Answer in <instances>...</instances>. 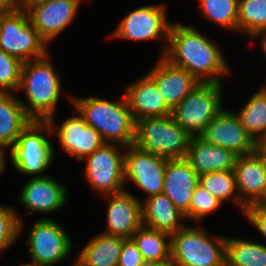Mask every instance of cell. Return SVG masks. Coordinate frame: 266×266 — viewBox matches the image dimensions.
<instances>
[{
	"instance_id": "cell-1",
	"label": "cell",
	"mask_w": 266,
	"mask_h": 266,
	"mask_svg": "<svg viewBox=\"0 0 266 266\" xmlns=\"http://www.w3.org/2000/svg\"><path fill=\"white\" fill-rule=\"evenodd\" d=\"M164 57L200 82L222 84L220 77L231 72L215 41L191 25L171 24Z\"/></svg>"
},
{
	"instance_id": "cell-2",
	"label": "cell",
	"mask_w": 266,
	"mask_h": 266,
	"mask_svg": "<svg viewBox=\"0 0 266 266\" xmlns=\"http://www.w3.org/2000/svg\"><path fill=\"white\" fill-rule=\"evenodd\" d=\"M68 98L86 123L101 134L105 143L124 147L134 144L136 121L125 95L118 101L74 95Z\"/></svg>"
},
{
	"instance_id": "cell-3",
	"label": "cell",
	"mask_w": 266,
	"mask_h": 266,
	"mask_svg": "<svg viewBox=\"0 0 266 266\" xmlns=\"http://www.w3.org/2000/svg\"><path fill=\"white\" fill-rule=\"evenodd\" d=\"M50 56L48 53L45 57L22 64L18 90L23 89L27 103L20 102L32 120H48L54 116L62 93V80Z\"/></svg>"
},
{
	"instance_id": "cell-4",
	"label": "cell",
	"mask_w": 266,
	"mask_h": 266,
	"mask_svg": "<svg viewBox=\"0 0 266 266\" xmlns=\"http://www.w3.org/2000/svg\"><path fill=\"white\" fill-rule=\"evenodd\" d=\"M191 136L171 115L136 121L134 145L167 159L185 158Z\"/></svg>"
},
{
	"instance_id": "cell-5",
	"label": "cell",
	"mask_w": 266,
	"mask_h": 266,
	"mask_svg": "<svg viewBox=\"0 0 266 266\" xmlns=\"http://www.w3.org/2000/svg\"><path fill=\"white\" fill-rule=\"evenodd\" d=\"M226 240L185 225L171 235V258L178 266H226Z\"/></svg>"
},
{
	"instance_id": "cell-6",
	"label": "cell",
	"mask_w": 266,
	"mask_h": 266,
	"mask_svg": "<svg viewBox=\"0 0 266 266\" xmlns=\"http://www.w3.org/2000/svg\"><path fill=\"white\" fill-rule=\"evenodd\" d=\"M43 131L53 134L48 120H32L9 150L11 162L20 174L45 176L44 171L52 165L54 148Z\"/></svg>"
},
{
	"instance_id": "cell-7",
	"label": "cell",
	"mask_w": 266,
	"mask_h": 266,
	"mask_svg": "<svg viewBox=\"0 0 266 266\" xmlns=\"http://www.w3.org/2000/svg\"><path fill=\"white\" fill-rule=\"evenodd\" d=\"M0 49L22 63L45 57L47 43L25 10L0 11Z\"/></svg>"
},
{
	"instance_id": "cell-8",
	"label": "cell",
	"mask_w": 266,
	"mask_h": 266,
	"mask_svg": "<svg viewBox=\"0 0 266 266\" xmlns=\"http://www.w3.org/2000/svg\"><path fill=\"white\" fill-rule=\"evenodd\" d=\"M222 84L198 83L172 110L171 116L191 137L200 136L223 109Z\"/></svg>"
},
{
	"instance_id": "cell-9",
	"label": "cell",
	"mask_w": 266,
	"mask_h": 266,
	"mask_svg": "<svg viewBox=\"0 0 266 266\" xmlns=\"http://www.w3.org/2000/svg\"><path fill=\"white\" fill-rule=\"evenodd\" d=\"M117 146L124 150L126 148L105 143L86 157L85 177L92 189L102 196L118 194L125 190L124 152Z\"/></svg>"
},
{
	"instance_id": "cell-10",
	"label": "cell",
	"mask_w": 266,
	"mask_h": 266,
	"mask_svg": "<svg viewBox=\"0 0 266 266\" xmlns=\"http://www.w3.org/2000/svg\"><path fill=\"white\" fill-rule=\"evenodd\" d=\"M65 229L54 220L42 217L29 229L27 247L31 263L53 266L71 254L72 241Z\"/></svg>"
},
{
	"instance_id": "cell-11",
	"label": "cell",
	"mask_w": 266,
	"mask_h": 266,
	"mask_svg": "<svg viewBox=\"0 0 266 266\" xmlns=\"http://www.w3.org/2000/svg\"><path fill=\"white\" fill-rule=\"evenodd\" d=\"M165 4L145 5L130 11L117 25L109 38H120L132 41L161 39L165 47L161 53L164 56L169 38L171 22L167 21Z\"/></svg>"
},
{
	"instance_id": "cell-12",
	"label": "cell",
	"mask_w": 266,
	"mask_h": 266,
	"mask_svg": "<svg viewBox=\"0 0 266 266\" xmlns=\"http://www.w3.org/2000/svg\"><path fill=\"white\" fill-rule=\"evenodd\" d=\"M124 151V181L138 186L148 197L163 192V180L167 158L129 145Z\"/></svg>"
},
{
	"instance_id": "cell-13",
	"label": "cell",
	"mask_w": 266,
	"mask_h": 266,
	"mask_svg": "<svg viewBox=\"0 0 266 266\" xmlns=\"http://www.w3.org/2000/svg\"><path fill=\"white\" fill-rule=\"evenodd\" d=\"M200 137L232 151L238 157L257 151V142L243 127L238 115L224 108L207 125Z\"/></svg>"
},
{
	"instance_id": "cell-14",
	"label": "cell",
	"mask_w": 266,
	"mask_h": 266,
	"mask_svg": "<svg viewBox=\"0 0 266 266\" xmlns=\"http://www.w3.org/2000/svg\"><path fill=\"white\" fill-rule=\"evenodd\" d=\"M53 120L54 116L49 118L48 122L52 133L58 138L61 148L78 161H83L93 151L105 144L101 134L89 126L79 112L77 116L68 117L57 126Z\"/></svg>"
},
{
	"instance_id": "cell-15",
	"label": "cell",
	"mask_w": 266,
	"mask_h": 266,
	"mask_svg": "<svg viewBox=\"0 0 266 266\" xmlns=\"http://www.w3.org/2000/svg\"><path fill=\"white\" fill-rule=\"evenodd\" d=\"M81 1L83 0H48L27 11L32 25L47 45L70 25Z\"/></svg>"
},
{
	"instance_id": "cell-16",
	"label": "cell",
	"mask_w": 266,
	"mask_h": 266,
	"mask_svg": "<svg viewBox=\"0 0 266 266\" xmlns=\"http://www.w3.org/2000/svg\"><path fill=\"white\" fill-rule=\"evenodd\" d=\"M108 200L106 212L107 235L132 238L133 234L143 225L142 203L129 191L104 196Z\"/></svg>"
},
{
	"instance_id": "cell-17",
	"label": "cell",
	"mask_w": 266,
	"mask_h": 266,
	"mask_svg": "<svg viewBox=\"0 0 266 266\" xmlns=\"http://www.w3.org/2000/svg\"><path fill=\"white\" fill-rule=\"evenodd\" d=\"M159 58L147 75L156 84L167 106L173 110L200 81L164 56Z\"/></svg>"
},
{
	"instance_id": "cell-18",
	"label": "cell",
	"mask_w": 266,
	"mask_h": 266,
	"mask_svg": "<svg viewBox=\"0 0 266 266\" xmlns=\"http://www.w3.org/2000/svg\"><path fill=\"white\" fill-rule=\"evenodd\" d=\"M67 188L51 175L29 179L21 190L19 201L29 210L30 215L54 213L66 204Z\"/></svg>"
},
{
	"instance_id": "cell-19",
	"label": "cell",
	"mask_w": 266,
	"mask_h": 266,
	"mask_svg": "<svg viewBox=\"0 0 266 266\" xmlns=\"http://www.w3.org/2000/svg\"><path fill=\"white\" fill-rule=\"evenodd\" d=\"M234 173L239 198L246 207L266 202V162L257 151L237 157Z\"/></svg>"
},
{
	"instance_id": "cell-20",
	"label": "cell",
	"mask_w": 266,
	"mask_h": 266,
	"mask_svg": "<svg viewBox=\"0 0 266 266\" xmlns=\"http://www.w3.org/2000/svg\"><path fill=\"white\" fill-rule=\"evenodd\" d=\"M198 186L199 175L185 158L167 159L162 193L184 214Z\"/></svg>"
},
{
	"instance_id": "cell-21",
	"label": "cell",
	"mask_w": 266,
	"mask_h": 266,
	"mask_svg": "<svg viewBox=\"0 0 266 266\" xmlns=\"http://www.w3.org/2000/svg\"><path fill=\"white\" fill-rule=\"evenodd\" d=\"M124 95L135 121L144 117L168 116L172 113L156 84L147 74L130 83L124 90Z\"/></svg>"
},
{
	"instance_id": "cell-22",
	"label": "cell",
	"mask_w": 266,
	"mask_h": 266,
	"mask_svg": "<svg viewBox=\"0 0 266 266\" xmlns=\"http://www.w3.org/2000/svg\"><path fill=\"white\" fill-rule=\"evenodd\" d=\"M237 157L232 151L194 136L190 138L185 159L200 176L215 171L234 170Z\"/></svg>"
},
{
	"instance_id": "cell-23",
	"label": "cell",
	"mask_w": 266,
	"mask_h": 266,
	"mask_svg": "<svg viewBox=\"0 0 266 266\" xmlns=\"http://www.w3.org/2000/svg\"><path fill=\"white\" fill-rule=\"evenodd\" d=\"M142 203V221L145 227L164 231L172 235L185 225V215L165 194L145 198Z\"/></svg>"
},
{
	"instance_id": "cell-24",
	"label": "cell",
	"mask_w": 266,
	"mask_h": 266,
	"mask_svg": "<svg viewBox=\"0 0 266 266\" xmlns=\"http://www.w3.org/2000/svg\"><path fill=\"white\" fill-rule=\"evenodd\" d=\"M32 121L14 93L0 92V144L12 148Z\"/></svg>"
},
{
	"instance_id": "cell-25",
	"label": "cell",
	"mask_w": 266,
	"mask_h": 266,
	"mask_svg": "<svg viewBox=\"0 0 266 266\" xmlns=\"http://www.w3.org/2000/svg\"><path fill=\"white\" fill-rule=\"evenodd\" d=\"M125 239L101 233L89 240L77 259L85 266H118Z\"/></svg>"
},
{
	"instance_id": "cell-26",
	"label": "cell",
	"mask_w": 266,
	"mask_h": 266,
	"mask_svg": "<svg viewBox=\"0 0 266 266\" xmlns=\"http://www.w3.org/2000/svg\"><path fill=\"white\" fill-rule=\"evenodd\" d=\"M132 239L146 264L164 262L171 258V235L167 232L142 225L133 234Z\"/></svg>"
},
{
	"instance_id": "cell-27",
	"label": "cell",
	"mask_w": 266,
	"mask_h": 266,
	"mask_svg": "<svg viewBox=\"0 0 266 266\" xmlns=\"http://www.w3.org/2000/svg\"><path fill=\"white\" fill-rule=\"evenodd\" d=\"M246 131L258 142L266 137V86L257 90L237 113Z\"/></svg>"
},
{
	"instance_id": "cell-28",
	"label": "cell",
	"mask_w": 266,
	"mask_h": 266,
	"mask_svg": "<svg viewBox=\"0 0 266 266\" xmlns=\"http://www.w3.org/2000/svg\"><path fill=\"white\" fill-rule=\"evenodd\" d=\"M226 266H266V245L227 238Z\"/></svg>"
},
{
	"instance_id": "cell-29",
	"label": "cell",
	"mask_w": 266,
	"mask_h": 266,
	"mask_svg": "<svg viewBox=\"0 0 266 266\" xmlns=\"http://www.w3.org/2000/svg\"><path fill=\"white\" fill-rule=\"evenodd\" d=\"M199 184L222 203L224 200L233 198L232 201H234L244 213L246 206L239 198L236 189L234 170L215 171L202 174L199 176Z\"/></svg>"
},
{
	"instance_id": "cell-30",
	"label": "cell",
	"mask_w": 266,
	"mask_h": 266,
	"mask_svg": "<svg viewBox=\"0 0 266 266\" xmlns=\"http://www.w3.org/2000/svg\"><path fill=\"white\" fill-rule=\"evenodd\" d=\"M201 13L211 22L238 31L239 0H198Z\"/></svg>"
},
{
	"instance_id": "cell-31",
	"label": "cell",
	"mask_w": 266,
	"mask_h": 266,
	"mask_svg": "<svg viewBox=\"0 0 266 266\" xmlns=\"http://www.w3.org/2000/svg\"><path fill=\"white\" fill-rule=\"evenodd\" d=\"M266 29V0H239L238 31L248 34L250 39Z\"/></svg>"
},
{
	"instance_id": "cell-32",
	"label": "cell",
	"mask_w": 266,
	"mask_h": 266,
	"mask_svg": "<svg viewBox=\"0 0 266 266\" xmlns=\"http://www.w3.org/2000/svg\"><path fill=\"white\" fill-rule=\"evenodd\" d=\"M24 223L11 207L0 204V253L16 242Z\"/></svg>"
},
{
	"instance_id": "cell-33",
	"label": "cell",
	"mask_w": 266,
	"mask_h": 266,
	"mask_svg": "<svg viewBox=\"0 0 266 266\" xmlns=\"http://www.w3.org/2000/svg\"><path fill=\"white\" fill-rule=\"evenodd\" d=\"M222 202L212 196L200 184L193 193L189 210L184 214L185 218L194 223H200L206 215L220 208Z\"/></svg>"
},
{
	"instance_id": "cell-34",
	"label": "cell",
	"mask_w": 266,
	"mask_h": 266,
	"mask_svg": "<svg viewBox=\"0 0 266 266\" xmlns=\"http://www.w3.org/2000/svg\"><path fill=\"white\" fill-rule=\"evenodd\" d=\"M22 64L19 59L0 49V92L18 91Z\"/></svg>"
},
{
	"instance_id": "cell-35",
	"label": "cell",
	"mask_w": 266,
	"mask_h": 266,
	"mask_svg": "<svg viewBox=\"0 0 266 266\" xmlns=\"http://www.w3.org/2000/svg\"><path fill=\"white\" fill-rule=\"evenodd\" d=\"M118 266H147L137 244L132 238L123 241Z\"/></svg>"
},
{
	"instance_id": "cell-36",
	"label": "cell",
	"mask_w": 266,
	"mask_h": 266,
	"mask_svg": "<svg viewBox=\"0 0 266 266\" xmlns=\"http://www.w3.org/2000/svg\"><path fill=\"white\" fill-rule=\"evenodd\" d=\"M244 214L266 239V202H256L248 205Z\"/></svg>"
},
{
	"instance_id": "cell-37",
	"label": "cell",
	"mask_w": 266,
	"mask_h": 266,
	"mask_svg": "<svg viewBox=\"0 0 266 266\" xmlns=\"http://www.w3.org/2000/svg\"><path fill=\"white\" fill-rule=\"evenodd\" d=\"M21 0H0V11L20 10Z\"/></svg>"
},
{
	"instance_id": "cell-38",
	"label": "cell",
	"mask_w": 266,
	"mask_h": 266,
	"mask_svg": "<svg viewBox=\"0 0 266 266\" xmlns=\"http://www.w3.org/2000/svg\"><path fill=\"white\" fill-rule=\"evenodd\" d=\"M46 1L48 0H21L20 9L25 10L27 12L31 7Z\"/></svg>"
},
{
	"instance_id": "cell-39",
	"label": "cell",
	"mask_w": 266,
	"mask_h": 266,
	"mask_svg": "<svg viewBox=\"0 0 266 266\" xmlns=\"http://www.w3.org/2000/svg\"><path fill=\"white\" fill-rule=\"evenodd\" d=\"M260 36H261L260 45H261L263 52L266 55V29L257 32L251 39H256V38L259 39L258 37Z\"/></svg>"
},
{
	"instance_id": "cell-40",
	"label": "cell",
	"mask_w": 266,
	"mask_h": 266,
	"mask_svg": "<svg viewBox=\"0 0 266 266\" xmlns=\"http://www.w3.org/2000/svg\"><path fill=\"white\" fill-rule=\"evenodd\" d=\"M257 152L263 157L266 162V137L257 142Z\"/></svg>"
},
{
	"instance_id": "cell-41",
	"label": "cell",
	"mask_w": 266,
	"mask_h": 266,
	"mask_svg": "<svg viewBox=\"0 0 266 266\" xmlns=\"http://www.w3.org/2000/svg\"><path fill=\"white\" fill-rule=\"evenodd\" d=\"M4 149H6V147L0 144V175L3 173V171L6 168L5 167L6 162H5V159H4V152H3Z\"/></svg>"
},
{
	"instance_id": "cell-42",
	"label": "cell",
	"mask_w": 266,
	"mask_h": 266,
	"mask_svg": "<svg viewBox=\"0 0 266 266\" xmlns=\"http://www.w3.org/2000/svg\"><path fill=\"white\" fill-rule=\"evenodd\" d=\"M147 266H178V265L172 258H170L169 260L164 261V262L147 264Z\"/></svg>"
},
{
	"instance_id": "cell-43",
	"label": "cell",
	"mask_w": 266,
	"mask_h": 266,
	"mask_svg": "<svg viewBox=\"0 0 266 266\" xmlns=\"http://www.w3.org/2000/svg\"><path fill=\"white\" fill-rule=\"evenodd\" d=\"M69 266H85V265L81 261L76 259L75 263L73 265H69Z\"/></svg>"
},
{
	"instance_id": "cell-44",
	"label": "cell",
	"mask_w": 266,
	"mask_h": 266,
	"mask_svg": "<svg viewBox=\"0 0 266 266\" xmlns=\"http://www.w3.org/2000/svg\"><path fill=\"white\" fill-rule=\"evenodd\" d=\"M18 266H39V265H36V264H32V263H27V264H20V265H18Z\"/></svg>"
}]
</instances>
